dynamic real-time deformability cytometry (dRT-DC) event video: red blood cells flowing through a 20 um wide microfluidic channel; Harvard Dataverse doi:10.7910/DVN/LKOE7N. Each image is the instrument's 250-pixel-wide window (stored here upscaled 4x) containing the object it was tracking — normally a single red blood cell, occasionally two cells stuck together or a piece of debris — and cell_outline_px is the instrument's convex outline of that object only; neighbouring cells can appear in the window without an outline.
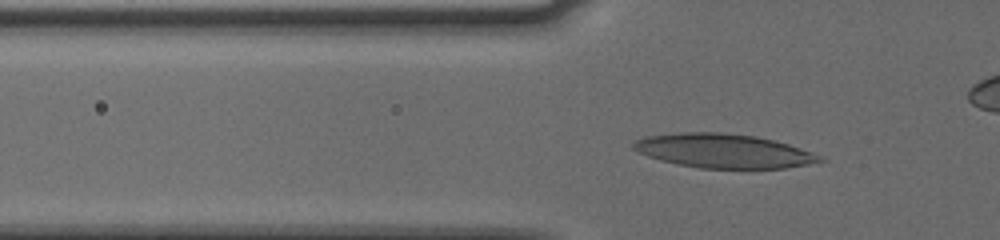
{"species": "human", "species_latin": "Homo sapiens", "temperature_condition": "cold", "stored_images_in_passage": 34, "camera_frame_rate_fps": 3000, "um_per_image_px": 0.085, "donor": {"sex": "male"}, "frame": {"image": 1, "passage_image": 10, "time_ms": 3.0, "image_size_px": [1000, 240], "cell_outline_px": [[828, 160], [788, 168], [700, 168], [660, 160], [648, 156], [632, 148], [632, 144], [636, 140], [644, 136], [676, 132], [720, 132], [756, 136], [788, 144], [820, 156]], "centroid_in_image_um": [61.47, 12.82], "position_along_channel_um": 64.3, "area_um2": 36.82}}
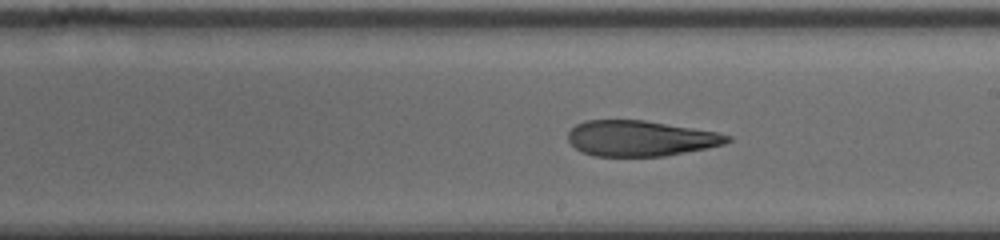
{"frame": {"image": 2, "passage_image": 24, "time_ms": 7.667, "image_size_px": [1000, 240], "cell_outline_px": [[732, 140], [724, 144], [664, 156], [592, 156], [580, 152], [568, 140], [568, 132], [576, 124], [584, 120], [644, 120], [716, 132], [732, 136]], "centroid_in_image_um": [54.39, 11.76], "position_along_channel_um": 234.6, "area_um2": 32.89}}
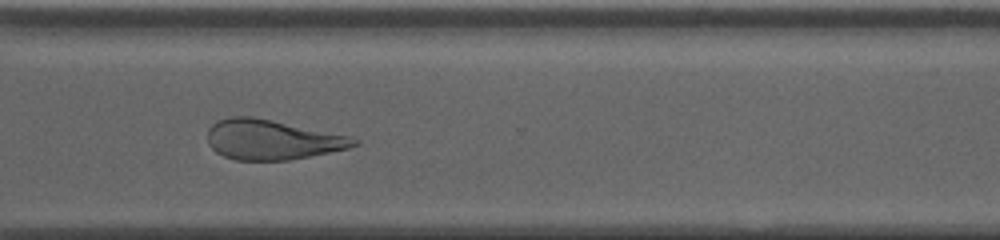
{"frame": {"image": 3, "passage_image": 33, "time_ms": 10.667, "image_size_px": [1000, 240], "cell_outline_px": [[360, 144], [348, 148], [288, 160], [236, 160], [224, 156], [216, 152], [208, 144], [208, 128], [216, 120], [232, 116], [252, 116], [352, 136], [360, 140]], "centroid_in_image_um": [23.11, 11.86], "position_along_channel_um": 347.5, "area_um2": 34.1}}